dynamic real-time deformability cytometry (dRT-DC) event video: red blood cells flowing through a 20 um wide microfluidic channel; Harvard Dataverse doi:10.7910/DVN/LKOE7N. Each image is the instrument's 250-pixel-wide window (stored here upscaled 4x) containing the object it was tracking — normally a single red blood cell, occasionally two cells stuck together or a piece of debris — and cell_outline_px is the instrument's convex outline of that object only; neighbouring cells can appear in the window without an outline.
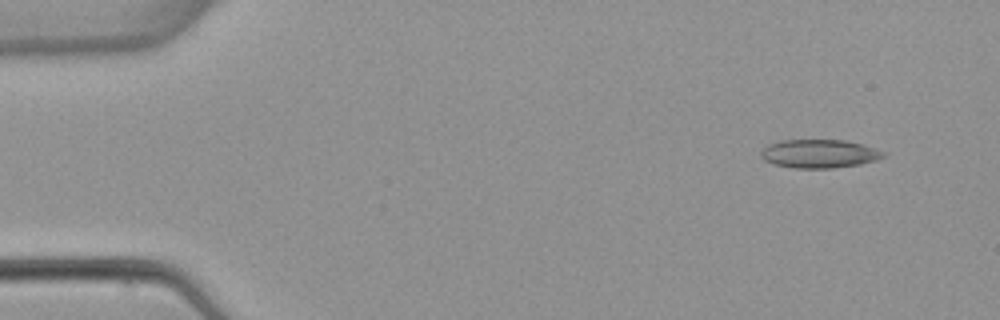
{"species": "common noctule bat (a hibernating species)", "species_latin": "Nyctalus noctula", "temperature_condition": "warm", "stored_images_in_passage": 4, "camera_frame_rate_fps": 3000, "um_per_image_px": 0.085, "animal": {"sex": "female", "body_mass_g": 22.7, "forearm_length_mm": 54.2}, "frame": {"image": 1, "passage_image": 1, "time_ms": 0.0, "image_size_px": [1000, 320], "cell_outline_px": [[888, 152], [884, 156], [876, 160], [860, 164], [832, 168], [796, 168], [776, 164], [764, 160], [760, 156], [760, 152], [768, 144], [784, 140], [844, 140], [864, 144]], "centroid_in_image_um": [69.68, 13.06], "position_along_channel_um": 15.3, "area_um2": 20.35}}
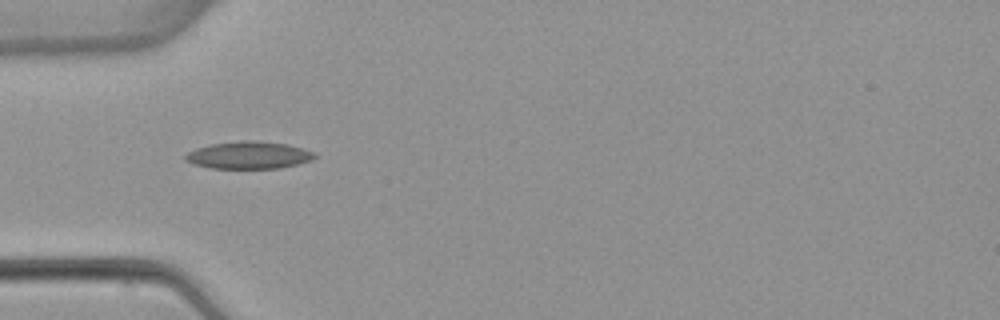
{"frame": {"image": 2, "passage_image": 4, "time_ms": 4.0, "image_size_px": [1000, 320], "cell_outline_px": [[316, 156], [312, 160], [296, 164], [276, 168], [212, 168], [196, 164], [184, 160], [184, 156], [188, 152], [196, 148], [212, 144], [244, 140], [252, 140], [288, 144], [316, 152]], "centroid_in_image_um": [21.16, 13.18], "position_along_channel_um": 63.8, "area_um2": 20.4}}